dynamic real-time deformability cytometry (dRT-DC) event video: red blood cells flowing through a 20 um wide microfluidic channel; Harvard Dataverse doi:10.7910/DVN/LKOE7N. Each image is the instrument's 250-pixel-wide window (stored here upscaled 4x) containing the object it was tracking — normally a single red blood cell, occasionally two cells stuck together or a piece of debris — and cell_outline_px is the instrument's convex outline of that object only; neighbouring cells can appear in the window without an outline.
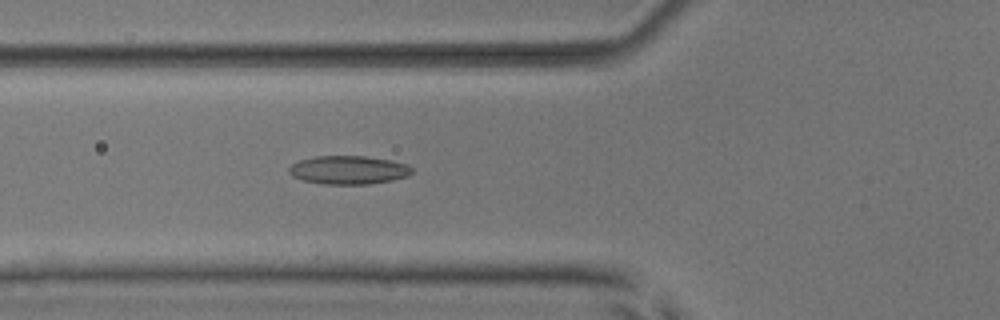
{"species": "common noctule bat (a hibernating species)", "species_latin": "Nyctalus noctula", "temperature_condition": "room temperature", "stored_images_in_passage": 53, "camera_frame_rate_fps": 3000, "um_per_image_px": 0.085, "animal": {"sex": "male", "body_mass_g": 17.9, "forearm_length_mm": 54.2}, "frame": {"image": 1, "passage_image": 20, "time_ms": 6.333, "image_size_px": [1000, 320], "cell_outline_px": [[412, 172], [408, 176], [392, 180], [368, 184], [324, 184], [300, 180], [292, 176], [288, 172], [288, 168], [292, 164], [300, 160], [316, 156], [364, 156], [392, 160], [408, 164], [412, 168]], "centroid_in_image_um": [29.61, 14.45], "position_along_channel_um": 96.2, "area_um2": 20.52}}
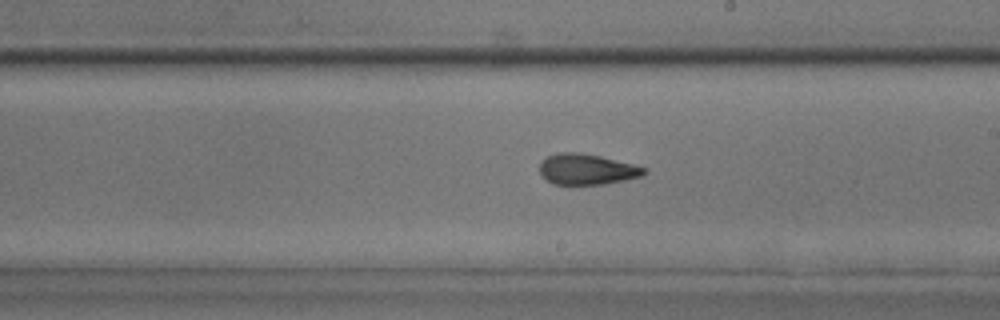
{"frame": {"image": 2, "passage_image": 31, "time_ms": 10.0, "image_size_px": [1000, 320], "cell_outline_px": [[648, 172], [640, 176], [624, 180], [604, 184], [552, 184], [540, 176], [540, 160], [548, 156], [560, 152], [580, 152], [600, 156], [648, 168]], "centroid_in_image_um": [49.85, 14.38], "position_along_channel_um": 239.1, "area_um2": 18.79}}
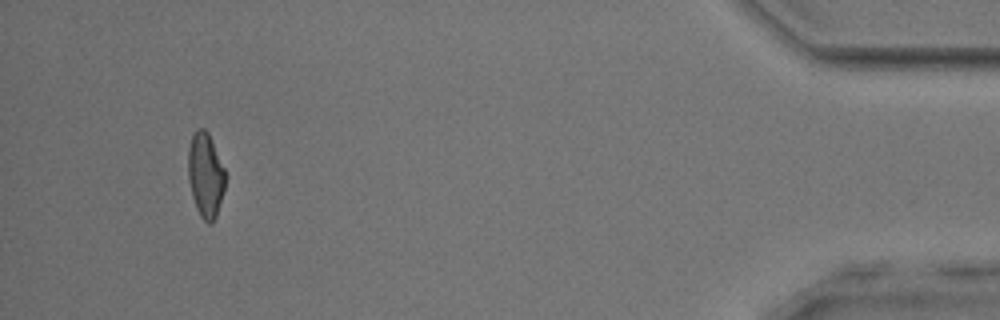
{"frame": {"image": 3, "passage_image": 50, "time_ms": 16.333, "image_size_px": [1000, 320], "cell_outline_px": [[224, 188], [216, 216], [212, 224], [208, 224], [200, 216], [196, 208], [192, 196], [188, 180], [188, 148], [192, 136], [196, 128], [204, 128], [208, 132], [224, 168]], "centroid_in_image_um": [17.44, 14.88], "position_along_channel_um": 417.8, "area_um2": 18.21}, "authors_computed_cell_mechanics": {"area_um2": 19.074, "velocity_mm_per_s": 3.907, "shape_relaxation_time_tau1_ms": null, "shape_relaxation_time_tau2_ms": 1.7983, "deformation_change_tau1": null, "deformation_change_tau2": 0.0932}}